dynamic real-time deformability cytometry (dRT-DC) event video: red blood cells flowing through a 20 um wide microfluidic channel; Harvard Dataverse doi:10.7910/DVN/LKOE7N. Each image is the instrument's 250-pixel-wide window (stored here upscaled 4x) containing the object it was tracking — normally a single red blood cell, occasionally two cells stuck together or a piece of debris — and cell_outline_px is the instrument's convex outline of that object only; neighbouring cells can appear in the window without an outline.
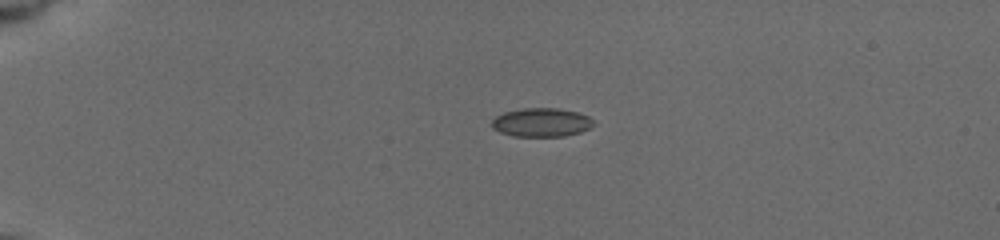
{"species": "common noctule bat (a hibernating species)", "species_latin": "Nyctalus noctula", "temperature_condition": "cold", "stored_images_in_passage": 43, "camera_frame_rate_fps": 3000, "um_per_image_px": 0.085, "animal": {"sex": "female", "body_mass_g": 19.5, "forearm_length_mm": 54.1}, "frame": {"image": 1, "passage_image": 1, "time_ms": 0.0, "image_size_px": [1000, 240], "cell_outline_px": [[592, 124], [588, 128], [580, 132], [564, 136], [512, 136], [500, 132], [492, 128], [492, 120], [496, 116], [504, 112], [520, 108], [556, 108], [576, 112], [588, 116], [592, 120]], "centroid_in_image_um": [45.97, 10.4], "position_along_channel_um": 39.0, "area_um2": 16.88}}
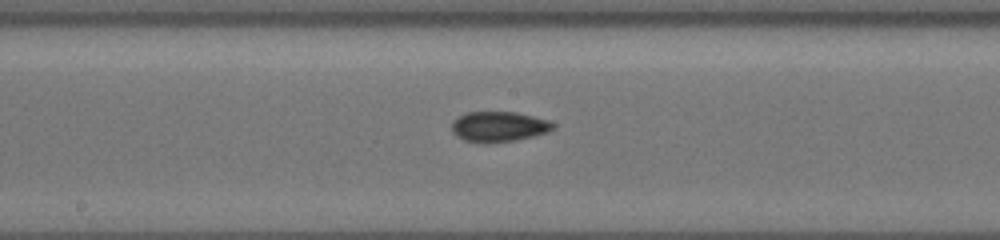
{"frame": {"image": 2, "passage_image": 19, "time_ms": 6.0, "image_size_px": [1000, 240], "cell_outline_px": [[556, 124], [548, 132], [516, 140], [464, 140], [456, 136], [452, 132], [452, 120], [468, 112], [516, 112], [548, 120]], "centroid_in_image_um": [42.41, 10.72], "position_along_channel_um": 205.8, "area_um2": 17.17}}
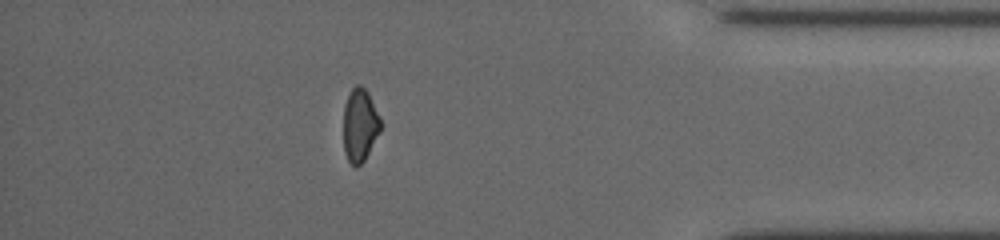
{"frame": {"image": 3, "passage_image": 37, "time_ms": 12.0, "image_size_px": [1000, 240], "cell_outline_px": [[380, 132], [364, 160], [356, 168], [348, 160], [344, 152], [344, 104], [352, 88], [356, 84], [360, 84], [368, 92], [380, 120]], "centroid_in_image_um": [30.57, 10.64], "position_along_channel_um": 404.6, "area_um2": 15.61}, "authors_computed_cell_mechanics": {"area_um2": 16.9354, "velocity_mm_per_s": 3.7721, "shape_relaxation_time_tau1_ms": null, "shape_relaxation_time_tau2_ms": 3.6201, "deformation_change_tau1": null, "deformation_change_tau2": 0.0742}}